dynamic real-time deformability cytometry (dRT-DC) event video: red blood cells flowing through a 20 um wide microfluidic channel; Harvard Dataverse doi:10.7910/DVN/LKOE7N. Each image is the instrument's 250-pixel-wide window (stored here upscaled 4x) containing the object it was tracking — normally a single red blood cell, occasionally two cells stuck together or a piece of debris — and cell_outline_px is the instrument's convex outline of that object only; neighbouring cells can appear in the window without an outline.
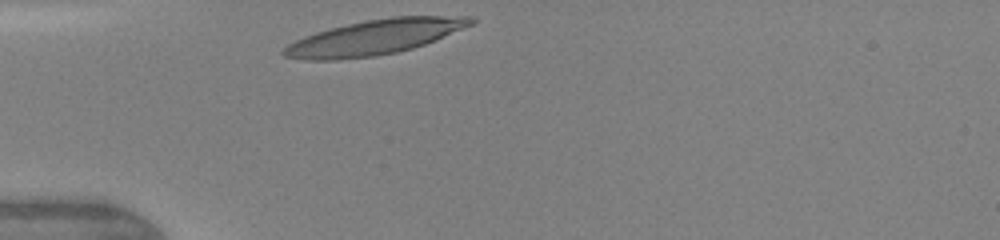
{"species": "human", "species_latin": "Homo sapiens", "temperature_condition": "warm", "stored_images_in_passage": 4, "camera_frame_rate_fps": 3000, "um_per_image_px": 0.085, "donor": {"sex": "female"}, "frame": {"image": 1, "passage_image": 1, "time_ms": 0.0, "image_size_px": [1000, 240], "cell_outline_px": [[476, 20], [472, 24], [424, 44], [412, 48], [396, 52], [372, 56], [336, 60], [308, 60], [284, 56], [280, 52], [288, 44], [304, 36], [316, 32], [348, 24], [368, 20], [392, 16], [476, 16]], "centroid_in_image_um": [31.83, 3.16], "position_along_channel_um": 53.2, "area_um2": 37.57}}